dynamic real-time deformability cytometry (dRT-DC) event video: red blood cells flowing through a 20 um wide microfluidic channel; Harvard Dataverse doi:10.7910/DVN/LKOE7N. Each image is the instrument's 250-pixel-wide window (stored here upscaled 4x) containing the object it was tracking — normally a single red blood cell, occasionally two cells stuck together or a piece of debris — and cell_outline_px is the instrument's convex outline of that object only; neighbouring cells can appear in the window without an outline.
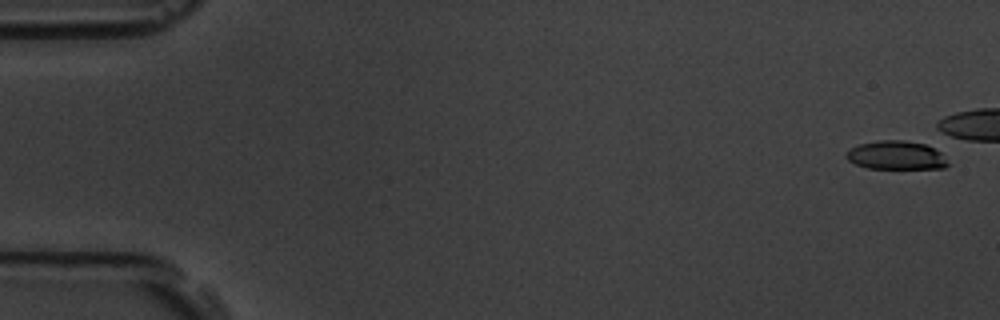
{"species": "common noctule bat (a hibernating species)", "species_latin": "Nyctalus noctula", "temperature_condition": "room temperature", "stored_images_in_passage": 25, "camera_frame_rate_fps": 3000, "um_per_image_px": 0.085, "animal": {"sex": "male", "body_mass_g": 19.5, "forearm_length_mm": 54.6}, "frame": {"image": 1, "passage_image": 2, "time_ms": 0.333, "image_size_px": [1000, 320], "cell_outline_px": [[948, 164], [944, 168], [868, 168], [856, 164], [848, 160], [844, 156], [852, 148], [860, 144], [880, 140], [904, 140], [924, 144], [940, 152]], "centroid_in_image_um": [76.15, 13.2], "position_along_channel_um": 8.8, "area_um2": 16.59}}
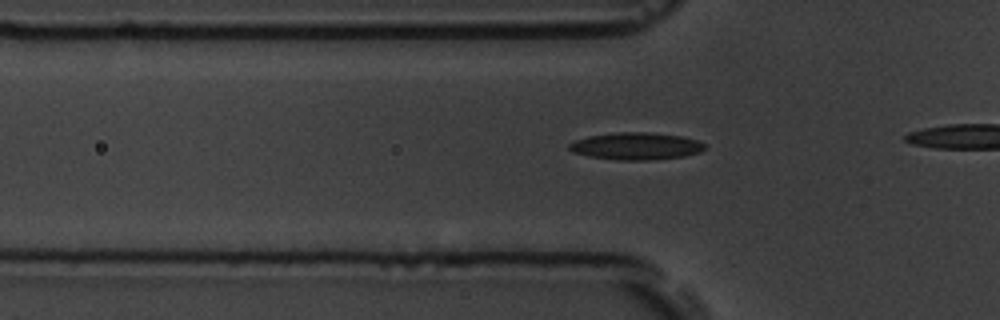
{"frame": {"image": 2, "passage_image": 19, "time_ms": 6.0, "image_size_px": [1000, 320], "cell_outline_px": [[704, 148], [700, 152], [684, 156], [648, 160], [616, 160], [588, 156], [572, 152], [568, 148], [568, 144], [576, 140], [588, 136], [616, 132], [648, 132], [684, 136], [696, 140], [704, 144]], "centroid_in_image_um": [54.04, 12.42], "position_along_channel_um": 71.8, "area_um2": 21.5}}
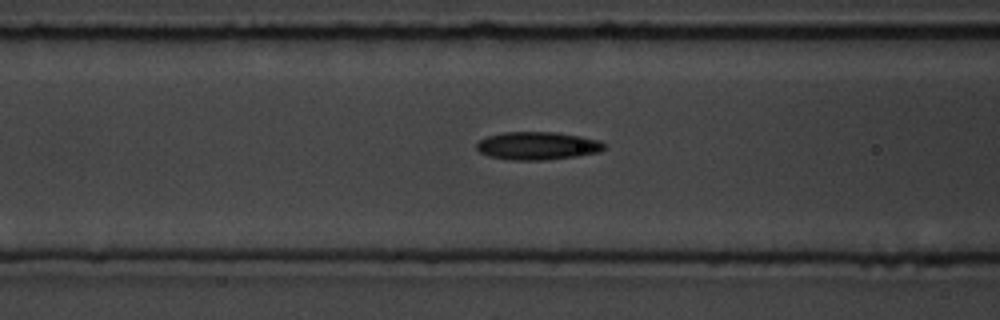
{"frame": {"image": 3, "passage_image": 23, "time_ms": 7.333, "image_size_px": [1000, 320], "cell_outline_px": [[604, 148], [600, 152], [576, 156], [544, 160], [508, 160], [488, 156], [480, 152], [476, 148], [476, 144], [480, 140], [488, 136], [504, 132], [556, 132], [584, 136], [600, 140], [604, 144]], "centroid_in_image_um": [45.69, 12.39], "position_along_channel_um": 120.9, "area_um2": 20.92}}